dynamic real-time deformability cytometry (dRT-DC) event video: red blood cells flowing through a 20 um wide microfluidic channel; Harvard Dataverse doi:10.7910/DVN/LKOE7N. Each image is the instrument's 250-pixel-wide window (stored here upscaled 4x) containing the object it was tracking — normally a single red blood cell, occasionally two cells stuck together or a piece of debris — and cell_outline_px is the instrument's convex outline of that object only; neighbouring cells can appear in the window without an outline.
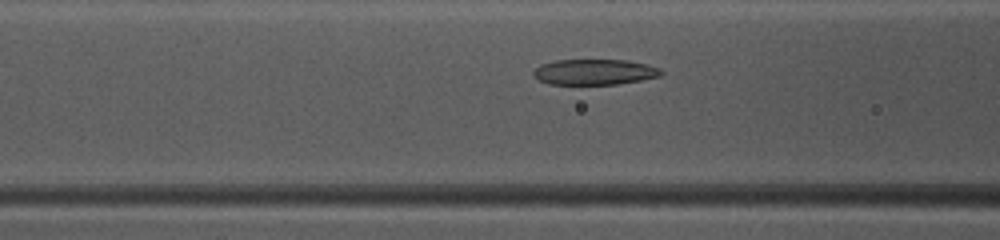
{"species": "common noctule bat (a hibernating species)", "species_latin": "Nyctalus noctula", "temperature_condition": "warm", "stored_images_in_passage": 42, "camera_frame_rate_fps": 3000, "um_per_image_px": 0.085, "animal": {"sex": "female", "body_mass_g": 10.0, "forearm_length_mm": 53.1}, "frame": {"image": 1, "passage_image": 20, "time_ms": 6.333, "image_size_px": [1000, 240], "cell_outline_px": [[664, 72], [660, 76], [620, 84], [548, 84], [532, 76], [532, 72], [540, 64], [556, 60], [628, 60], [648, 64], [660, 68]], "centroid_in_image_um": [50.54, 6.11], "position_along_channel_um": 116.1, "area_um2": 19.19}}
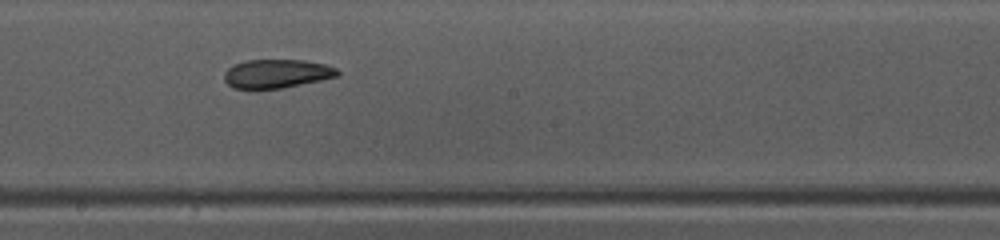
{"frame": {"image": 2, "passage_image": 28, "time_ms": 9.0, "image_size_px": [1000, 240], "cell_outline_px": [[340, 76], [280, 88], [256, 92], [232, 88], [224, 80], [224, 72], [228, 68], [244, 60], [304, 60], [324, 64], [336, 68], [340, 72]], "centroid_in_image_um": [23.46, 6.3], "position_along_channel_um": 224.7, "area_um2": 19.48}}
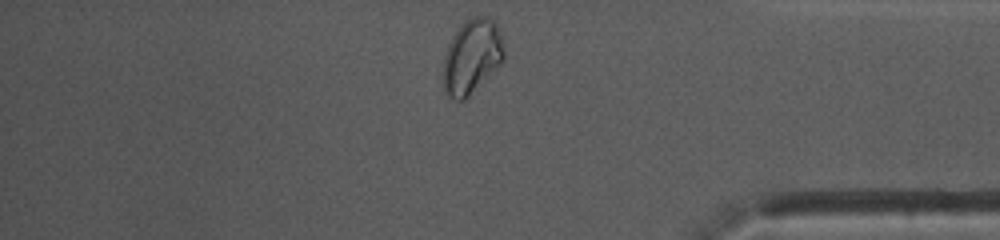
{"frame": {"image": 3, "passage_image": 42, "time_ms": 13.667, "image_size_px": [1000, 240], "cell_outline_px": [[504, 56], [500, 64], [464, 100], [452, 100], [444, 92], [440, 76], [444, 56], [448, 44], [452, 36], [460, 24], [472, 16], [488, 16], [496, 24], [504, 48]], "centroid_in_image_um": [40.03, 4.82], "position_along_channel_um": 395.2, "area_um2": 26.65}, "authors_computed_cell_mechanics": {"area_um2": 20.2011, "velocity_mm_per_s": 4.061, "shape_relaxation_time_tau1_ms": 6.3582, "shape_relaxation_time_tau2_ms": 1.9134, "deformation_change_tau1": 0.1755, "deformation_change_tau2": 0.083}}